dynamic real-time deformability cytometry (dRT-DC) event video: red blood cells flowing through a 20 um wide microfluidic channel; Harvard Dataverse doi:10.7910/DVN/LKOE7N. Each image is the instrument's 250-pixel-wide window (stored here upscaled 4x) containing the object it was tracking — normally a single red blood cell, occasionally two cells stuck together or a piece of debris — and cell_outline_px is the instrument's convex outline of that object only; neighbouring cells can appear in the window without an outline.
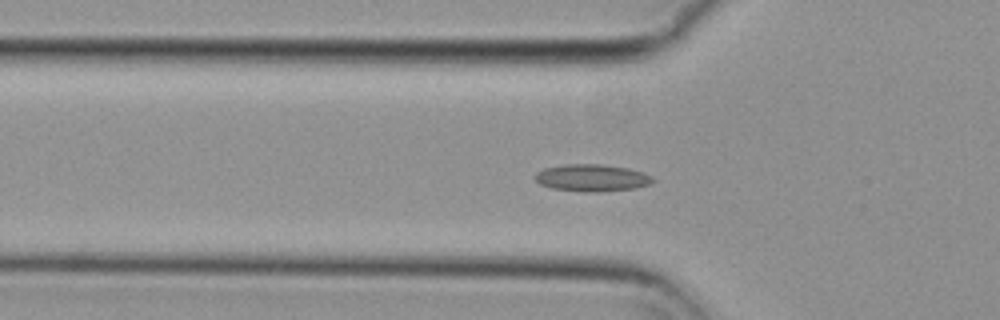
{"species": "common noctule bat (a hibernating species)", "species_latin": "Nyctalus noctula", "temperature_condition": "cold", "stored_images_in_passage": 55, "camera_frame_rate_fps": 3000, "um_per_image_px": 0.085, "animal": {"sex": "female", "body_mass_g": 29.2, "forearm_length_mm": 56.3}, "frame": {"image": 1, "passage_image": 17, "time_ms": 5.333, "image_size_px": [1000, 320], "cell_outline_px": [[656, 180], [648, 184], [636, 188], [596, 192], [584, 192], [552, 188], [540, 184], [532, 176], [536, 172], [544, 168], [564, 164], [600, 164], [628, 168], [644, 172], [652, 176]], "centroid_in_image_um": [50.3, 15.11], "position_along_channel_um": 75.5, "area_um2": 18.73}}
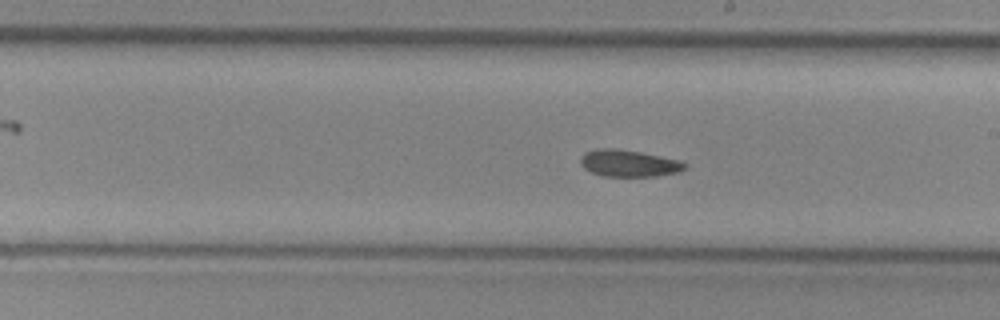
{"frame": {"image": 2, "passage_image": 30, "time_ms": 9.667, "image_size_px": [1000, 320], "cell_outline_px": [[688, 168], [680, 172], [656, 176], [600, 176], [584, 168], [580, 164], [580, 156], [584, 152], [596, 148], [616, 148], [640, 152], [680, 160], [688, 164]], "centroid_in_image_um": [53.45, 13.87], "position_along_channel_um": 235.5, "area_um2": 16.59}}
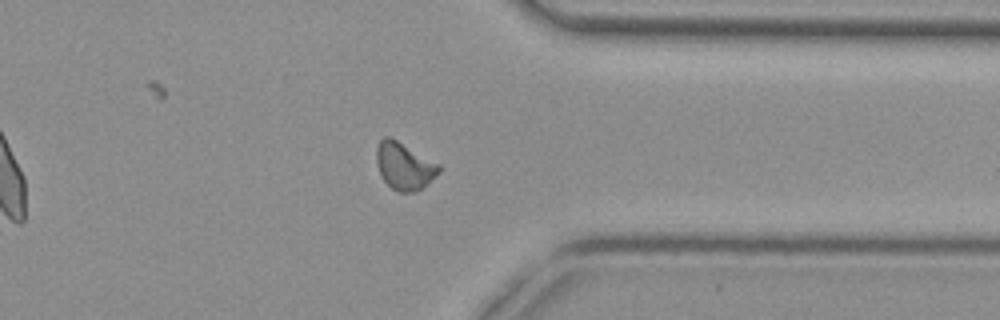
{"frame": {"image": 3, "passage_image": 42, "time_ms": 13.667, "image_size_px": [1000, 320], "cell_outline_px": [[440, 172], [416, 192], [400, 192], [392, 188], [380, 176], [376, 164], [376, 148], [380, 140], [384, 136], [388, 136], [396, 140], [440, 164]], "centroid_in_image_um": [34.33, 14.11], "position_along_channel_um": 377.1, "area_um2": 17.05}, "authors_computed_cell_mechanics": {"area_um2": 16.7042, "velocity_mm_per_s": 3.6852, "shape_relaxation_time_tau1_ms": null, "shape_relaxation_time_tau2_ms": 8.3749, "deformation_change_tau1": null, "deformation_change_tau2": 0.1262}}